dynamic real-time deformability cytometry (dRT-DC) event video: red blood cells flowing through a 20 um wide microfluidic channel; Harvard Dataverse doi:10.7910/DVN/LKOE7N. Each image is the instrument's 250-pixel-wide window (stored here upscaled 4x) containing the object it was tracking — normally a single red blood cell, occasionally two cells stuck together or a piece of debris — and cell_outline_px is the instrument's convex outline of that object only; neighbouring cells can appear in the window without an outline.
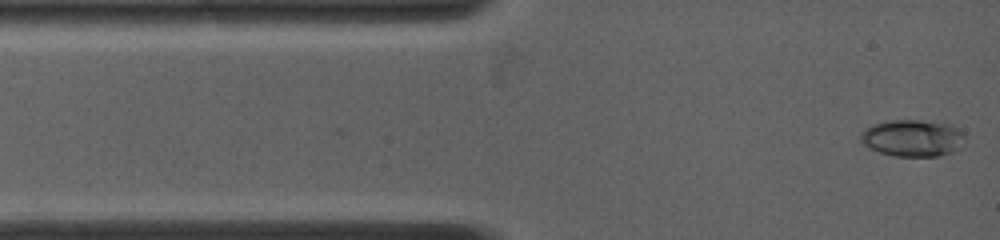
{"species": "common noctule bat (a hibernating species)", "species_latin": "Nyctalus noctula", "temperature_condition": "warm", "stored_images_in_passage": 12, "camera_frame_rate_fps": 5000, "um_per_image_px": 0.085, "animal": {"sex": "female", "body_mass_g": 19.0, "forearm_length_mm": 53.3}, "frame": {"image": 1, "passage_image": 1, "time_ms": 0.0, "image_size_px": [1000, 240], "cell_outline_px": [[964, 136], [960, 148], [952, 152], [936, 156], [896, 156], [880, 152], [864, 144], [860, 140], [860, 132], [864, 128], [872, 124], [888, 120], [920, 120], [952, 124], [964, 132]], "centroid_in_image_um": [77.57, 11.71], "position_along_channel_um": 7.4, "area_um2": 22.48}}
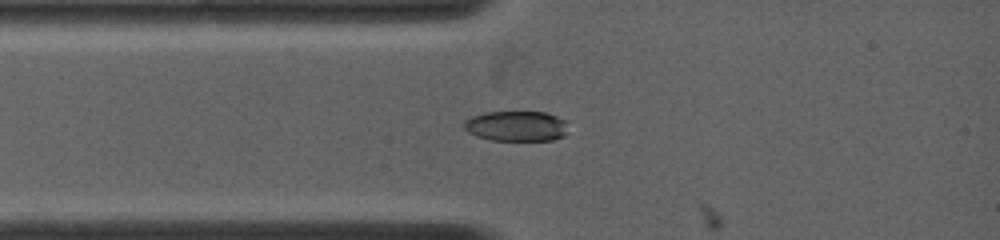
{"frame": {"image": 2, "passage_image": 11, "time_ms": 2.0, "image_size_px": [1000, 240], "cell_outline_px": [[564, 136], [552, 140], [492, 140], [476, 136], [468, 132], [464, 128], [464, 124], [472, 116], [484, 112], [544, 112], [556, 116], [564, 120]], "centroid_in_image_um": [43.85, 10.72], "position_along_channel_um": 41.2, "area_um2": 18.03}}